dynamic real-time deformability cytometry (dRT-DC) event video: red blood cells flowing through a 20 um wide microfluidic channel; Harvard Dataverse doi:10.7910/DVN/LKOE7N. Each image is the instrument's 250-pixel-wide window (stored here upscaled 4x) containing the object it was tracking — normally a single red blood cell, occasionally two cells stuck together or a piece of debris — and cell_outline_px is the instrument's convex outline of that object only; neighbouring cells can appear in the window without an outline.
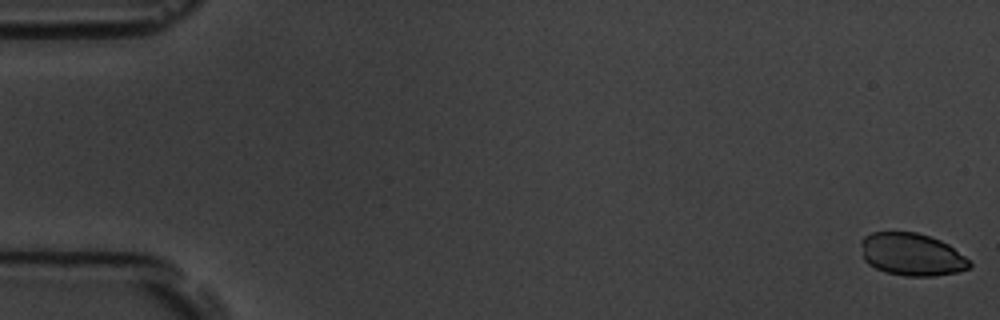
{"species": "common noctule bat (a hibernating species)", "species_latin": "Nyctalus noctula", "temperature_condition": "room temperature", "stored_images_in_passage": 8, "camera_frame_rate_fps": 3000, "um_per_image_px": 0.085, "animal": {"sex": "male", "body_mass_g": 19.5, "forearm_length_mm": 54.6}, "frame": {"image": 1, "passage_image": 1, "time_ms": 0.0, "image_size_px": [1000, 320], "cell_outline_px": [[972, 264], [968, 268], [956, 272], [932, 276], [904, 276], [884, 272], [868, 264], [864, 260], [860, 244], [860, 240], [864, 236], [872, 232], [916, 232], [940, 240], [948, 244], [964, 256]], "centroid_in_image_um": [77.45, 21.63], "position_along_channel_um": 7.5, "area_um2": 26.88}}